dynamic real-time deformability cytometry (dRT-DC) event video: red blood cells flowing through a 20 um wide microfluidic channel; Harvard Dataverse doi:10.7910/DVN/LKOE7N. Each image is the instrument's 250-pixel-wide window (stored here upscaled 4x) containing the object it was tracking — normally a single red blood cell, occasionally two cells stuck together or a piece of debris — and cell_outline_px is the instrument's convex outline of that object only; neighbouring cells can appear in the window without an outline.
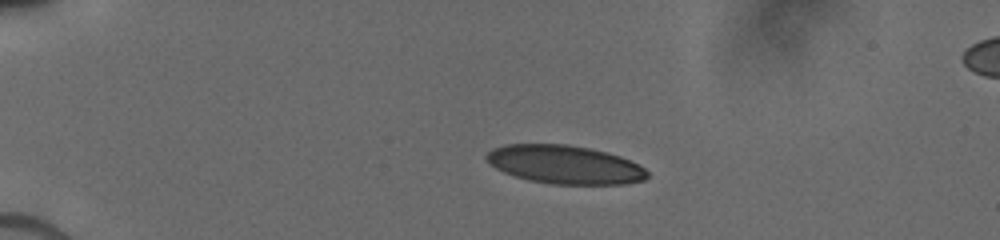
{"species": "human", "species_latin": "Homo sapiens", "temperature_condition": "cold", "stored_images_in_passage": 11, "camera_frame_rate_fps": 3000, "um_per_image_px": 0.085, "donor": {"sex": "male"}, "frame": {"image": 1, "passage_image": 5, "time_ms": 3.333, "image_size_px": [1000, 240], "cell_outline_px": [[648, 176], [644, 180], [624, 184], [552, 184], [528, 180], [504, 172], [488, 164], [484, 156], [492, 148], [504, 144], [568, 144], [608, 152], [620, 156], [644, 168], [648, 172]], "centroid_in_image_um": [47.96, 13.98], "position_along_channel_um": 37.0, "area_um2": 36.13}}
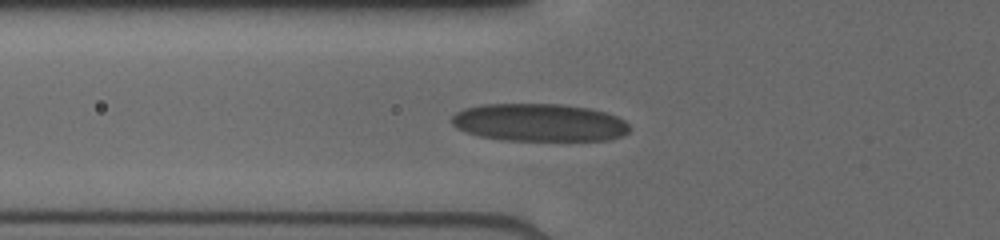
{"frame": {"image": 2, "passage_image": 10, "time_ms": 6.0, "image_size_px": [1000, 240], "cell_outline_px": [[628, 132], [624, 136], [608, 140], [500, 140], [480, 136], [464, 132], [456, 128], [448, 120], [456, 112], [464, 108], [484, 104], [564, 104], [592, 108], [608, 112], [624, 120], [628, 124]], "centroid_in_image_um": [45.82, 10.41], "position_along_channel_um": 80.0, "area_um2": 39.59}}